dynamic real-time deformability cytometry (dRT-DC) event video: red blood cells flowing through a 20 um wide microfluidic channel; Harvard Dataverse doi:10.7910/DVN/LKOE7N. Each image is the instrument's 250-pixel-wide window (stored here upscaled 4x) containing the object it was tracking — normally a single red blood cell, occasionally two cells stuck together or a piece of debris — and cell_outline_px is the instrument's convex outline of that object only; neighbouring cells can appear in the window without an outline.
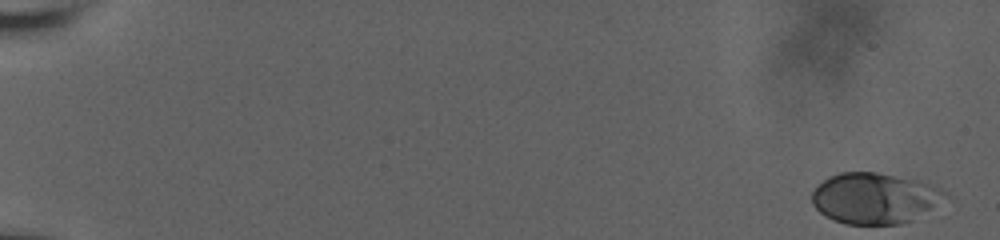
{"species": "human", "species_latin": "Homo sapiens", "temperature_condition": "room temperature", "stored_images_in_passage": 59, "camera_frame_rate_fps": 3000, "um_per_image_px": 0.085, "donor": {"sex": "male"}, "frame": {"image": 1, "passage_image": 1, "time_ms": 0.0, "image_size_px": [1000, 240], "cell_outline_px": [[948, 196], [912, 220], [900, 224], [844, 224], [824, 216], [812, 204], [812, 192], [828, 176], [840, 172], [876, 172], [924, 180], [940, 188]], "centroid_in_image_um": [74.33, 16.83], "position_along_channel_um": 10.7, "area_um2": 39.48}}
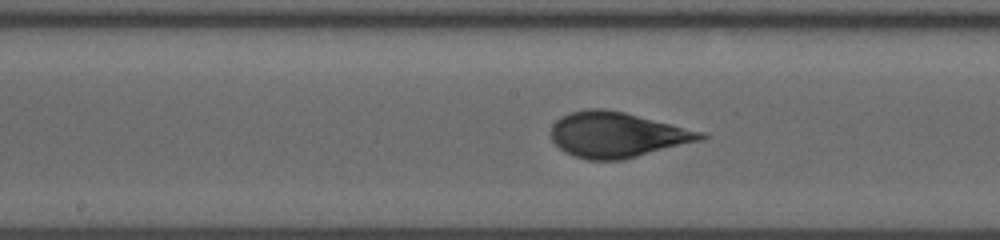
{"frame": {"image": 2, "passage_image": 33, "time_ms": 10.667, "image_size_px": [1000, 240], "cell_outline_px": [[708, 136], [700, 140], [624, 160], [588, 160], [572, 156], [564, 152], [552, 140], [552, 124], [560, 116], [568, 112], [588, 108], [604, 108], [624, 112], [704, 132]], "centroid_in_image_um": [52.41, 11.45], "position_along_channel_um": 195.8, "area_um2": 39.59}}
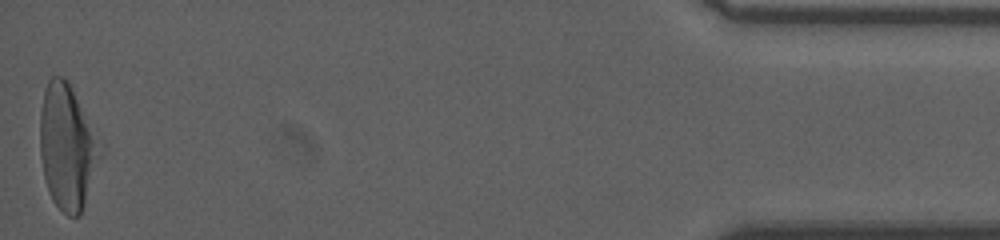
{"frame": {"image": 3, "passage_image": 59, "time_ms": 19.333, "image_size_px": [1000, 240], "cell_outline_px": [[104, 152], [80, 216], [68, 216], [52, 200], [44, 176], [40, 156], [40, 112], [44, 88], [48, 80], [52, 76], [64, 76], [68, 80]], "centroid_in_image_um": [5.71, 12.49], "position_along_channel_um": 429.5, "area_um2": 43.75}, "authors_computed_cell_mechanics": {"area_um2": 38.7838, "velocity_mm_per_s": 3.6386, "shape_relaxation_time_tau1_ms": 4.5832, "shape_relaxation_time_tau2_ms": null, "deformation_change_tau1": 0.1761, "deformation_change_tau2": null}}